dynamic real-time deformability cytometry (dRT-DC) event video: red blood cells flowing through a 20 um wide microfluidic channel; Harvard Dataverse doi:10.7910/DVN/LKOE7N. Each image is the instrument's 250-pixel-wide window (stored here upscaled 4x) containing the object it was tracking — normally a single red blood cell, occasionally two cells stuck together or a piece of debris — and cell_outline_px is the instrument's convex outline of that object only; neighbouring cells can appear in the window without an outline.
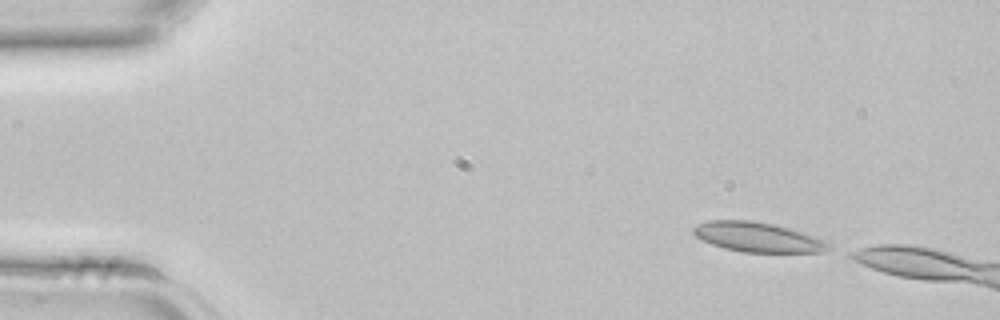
{"species": "common noctule bat (a hibernating species)", "species_latin": "Nyctalus noctula", "temperature_condition": "room temperature", "stored_images_in_passage": 6, "camera_frame_rate_fps": 3000, "um_per_image_px": 0.085, "animal": {"sex": "female", "body_mass_g": 22.7, "forearm_length_mm": 54.2}, "frame": {"image": 1, "passage_image": 1, "time_ms": 0.0, "image_size_px": [1000, 320], "cell_outline_px": [[832, 248], [824, 252], [744, 252], [724, 248], [712, 244], [696, 236], [692, 232], [692, 228], [708, 220], [752, 220], [792, 228], [828, 240], [832, 244]], "centroid_in_image_um": [64.5, 20.15], "position_along_channel_um": 20.5, "area_um2": 23.64}}